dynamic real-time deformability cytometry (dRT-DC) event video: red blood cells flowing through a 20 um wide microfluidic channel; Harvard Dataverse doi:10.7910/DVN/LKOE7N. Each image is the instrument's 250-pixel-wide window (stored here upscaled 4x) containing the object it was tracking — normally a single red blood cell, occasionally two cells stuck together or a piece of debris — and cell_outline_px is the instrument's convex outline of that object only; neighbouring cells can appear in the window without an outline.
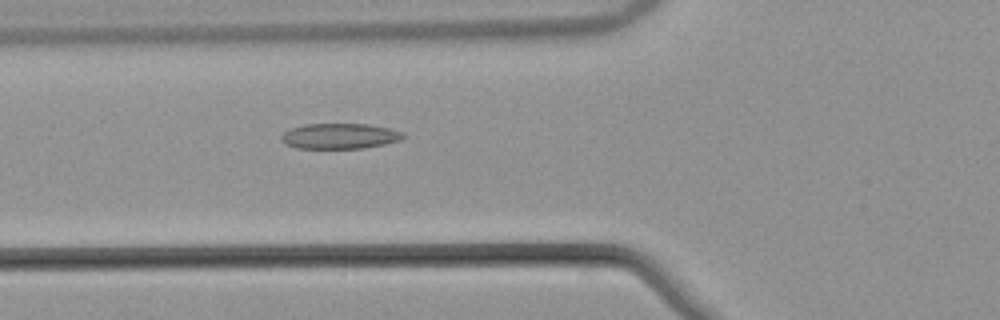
{"species": "common noctule bat (a hibernating species)", "species_latin": "Nyctalus noctula", "temperature_condition": "warm", "stored_images_in_passage": 32, "camera_frame_rate_fps": 3000, "um_per_image_px": 0.085, "animal": {"sex": "male", "body_mass_g": 21.5, "forearm_length_mm": 52.0}, "frame": {"image": 1, "passage_image": 4, "time_ms": 1.0, "image_size_px": [1000, 320], "cell_outline_px": [[404, 136], [400, 140], [384, 144], [364, 148], [296, 148], [284, 144], [280, 140], [280, 136], [288, 128], [304, 124], [368, 124], [388, 128], [404, 132]], "centroid_in_image_um": [28.82, 11.56], "position_along_channel_um": 97.0, "area_um2": 18.21}}
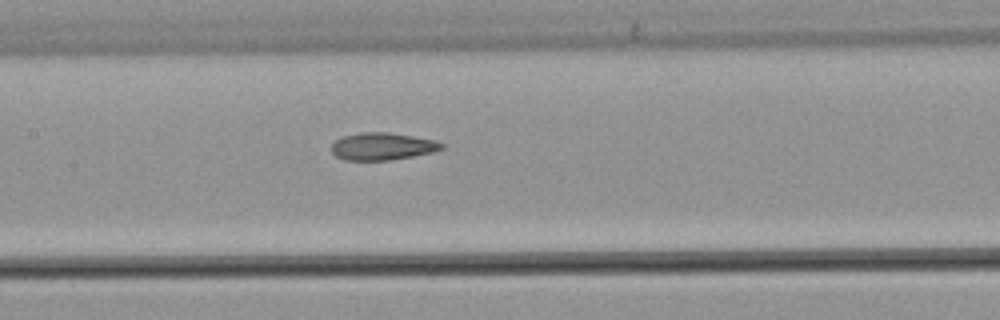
{"frame": {"image": 2, "passage_image": 10, "time_ms": 3.0, "image_size_px": [1000, 320], "cell_outline_px": [[444, 148], [432, 152], [412, 156], [388, 160], [344, 160], [336, 156], [332, 152], [332, 144], [340, 136], [360, 132], [388, 132], [436, 140], [444, 144]], "centroid_in_image_um": [32.48, 12.43], "position_along_channel_um": 174.9, "area_um2": 17.57}}
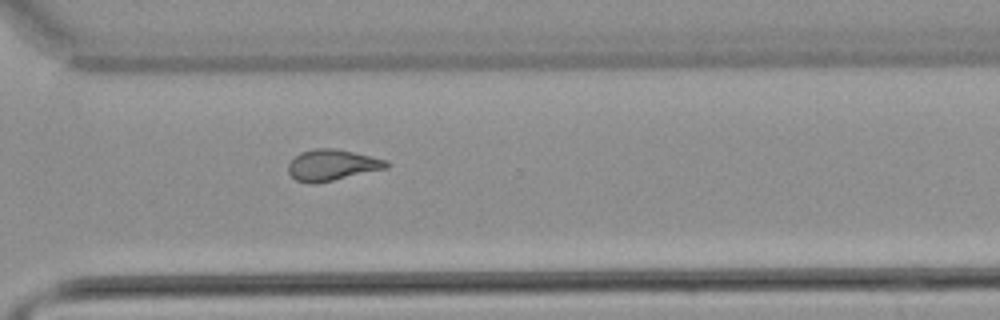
{"frame": {"image": 3, "passage_image": 23, "time_ms": 7.333, "image_size_px": [1000, 320], "cell_outline_px": [[392, 164], [388, 168], [316, 184], [312, 184], [296, 180], [288, 172], [288, 164], [300, 152], [316, 148], [332, 148], [352, 152], [388, 160]], "centroid_in_image_um": [28.25, 14.04], "position_along_channel_um": 342.3, "area_um2": 17.8}, "authors_computed_cell_mechanics": {"area_um2": 17.8024, "velocity_mm_per_s": 3.8691, "shape_relaxation_time_tau1_ms": null, "shape_relaxation_time_tau2_ms": 2.0102, "deformation_change_tau1": null, "deformation_change_tau2": 0.0931}}